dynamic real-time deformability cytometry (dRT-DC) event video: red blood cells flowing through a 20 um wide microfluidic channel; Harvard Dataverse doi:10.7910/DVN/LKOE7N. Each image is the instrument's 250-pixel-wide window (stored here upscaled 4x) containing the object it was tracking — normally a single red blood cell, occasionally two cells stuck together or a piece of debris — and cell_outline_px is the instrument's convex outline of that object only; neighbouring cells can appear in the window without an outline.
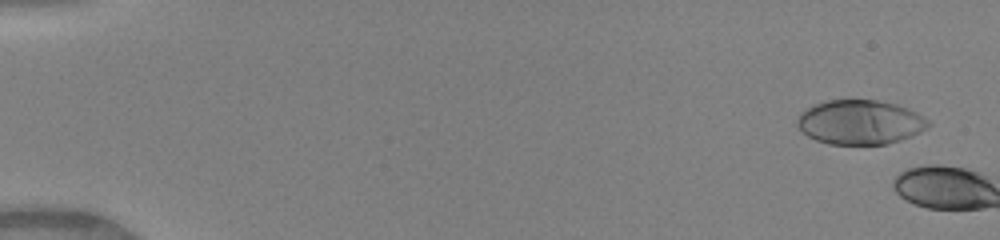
{"species": "human", "species_latin": "Homo sapiens", "temperature_condition": "warm", "stored_images_in_passage": 5, "camera_frame_rate_fps": 3000, "um_per_image_px": 0.085, "donor": {"sex": "female"}, "frame": {"image": 1, "passage_image": 3, "time_ms": 0.667, "image_size_px": [1000, 240], "cell_outline_px": [[932, 124], [920, 132], [912, 136], [888, 144], [828, 144], [816, 140], [808, 136], [796, 124], [796, 120], [800, 112], [812, 104], [828, 100], [876, 100], [896, 104], [908, 108], [916, 112], [928, 120]], "centroid_in_image_um": [73.09, 10.38], "position_along_channel_um": 11.9, "area_um2": 34.04}}